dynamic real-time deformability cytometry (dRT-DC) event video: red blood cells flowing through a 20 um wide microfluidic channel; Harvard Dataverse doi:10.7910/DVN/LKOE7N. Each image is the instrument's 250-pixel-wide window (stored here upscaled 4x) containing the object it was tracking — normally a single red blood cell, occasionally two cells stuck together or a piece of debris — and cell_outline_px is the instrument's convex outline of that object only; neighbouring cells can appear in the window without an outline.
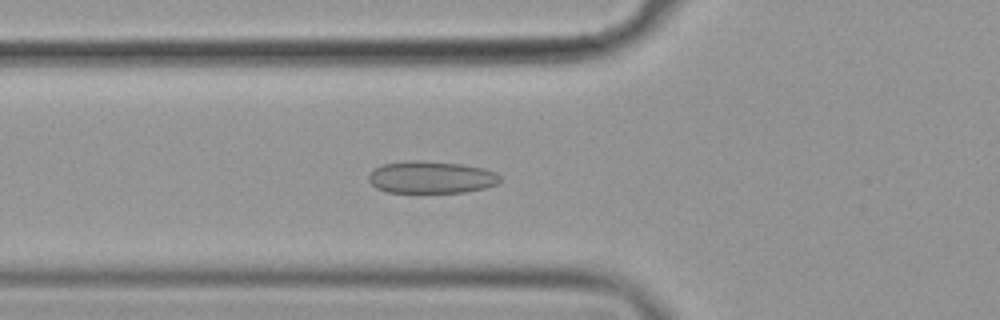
{"species": "common noctule bat (a hibernating species)", "species_latin": "Nyctalus noctula", "temperature_condition": "cold", "stored_images_in_passage": 56, "camera_frame_rate_fps": 3000, "um_per_image_px": 0.085, "animal": {"sex": "female", "body_mass_g": 19.9}, "frame": {"image": 1, "passage_image": 20, "time_ms": 6.333, "image_size_px": [1000, 320], "cell_outline_px": [[500, 180], [496, 184], [484, 188], [464, 192], [388, 192], [376, 188], [368, 180], [368, 176], [376, 168], [384, 164], [460, 164], [484, 168], [496, 172], [500, 176]], "centroid_in_image_um": [36.71, 15.13], "position_along_channel_um": 89.1, "area_um2": 23.24}}
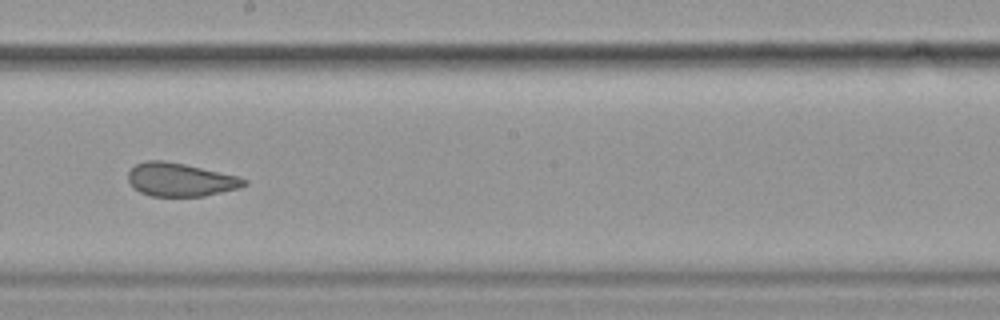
{"frame": {"image": 2, "passage_image": 32, "time_ms": 10.333, "image_size_px": [1000, 320], "cell_outline_px": [[248, 184], [240, 188], [204, 196], [152, 196], [140, 192], [132, 188], [128, 180], [128, 172], [136, 164], [148, 160], [164, 160], [184, 164], [240, 176], [248, 180]], "centroid_in_image_um": [15.35, 15.27], "position_along_channel_um": 232.9, "area_um2": 22.72}}
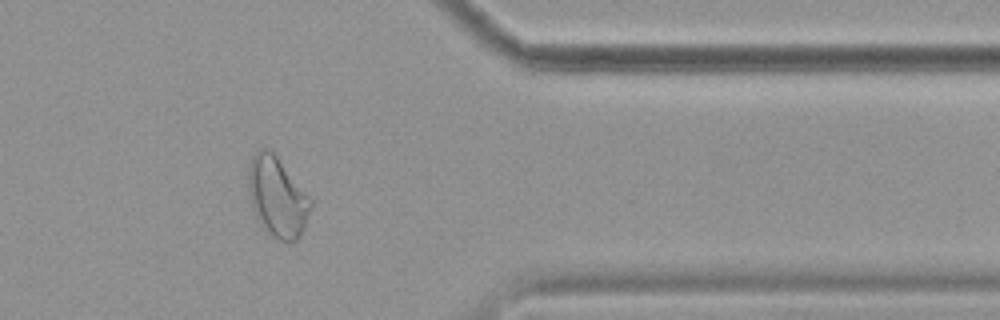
{"frame": {"image": 3, "passage_image": 46, "time_ms": 15.0, "image_size_px": [1000, 320], "cell_outline_px": [[312, 204], [304, 228], [300, 236], [296, 240], [280, 240], [272, 236], [256, 220], [252, 208], [248, 192], [248, 168], [252, 156], [260, 148], [268, 148], [276, 156], [312, 200]], "centroid_in_image_um": [23.53, 16.74], "position_along_channel_um": 387.9, "area_um2": 28.78}, "authors_computed_cell_mechanics": {"area_um2": 26.9059, "velocity_mm_per_s": 3.5904, "shape_relaxation_time_tau1_ms": 7.202, "shape_relaxation_time_tau2_ms": 1.3447, "deformation_change_tau1": 0.16, "deformation_change_tau2": 0.0883}}